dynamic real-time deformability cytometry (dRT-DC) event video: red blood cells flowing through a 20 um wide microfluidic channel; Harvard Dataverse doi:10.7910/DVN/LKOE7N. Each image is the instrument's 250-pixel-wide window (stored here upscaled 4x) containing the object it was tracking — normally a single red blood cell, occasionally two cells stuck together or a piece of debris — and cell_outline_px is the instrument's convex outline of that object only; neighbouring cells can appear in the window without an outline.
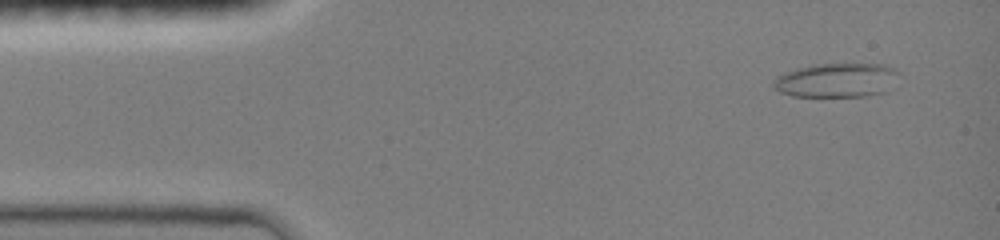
{"species": "common noctule bat (a hibernating species)", "species_latin": "Nyctalus noctula", "temperature_condition": "room temperature", "stored_images_in_passage": 47, "camera_frame_rate_fps": 3000, "um_per_image_px": 0.085, "animal": {"sex": "female", "body_mass_g": 19.0, "forearm_length_mm": 51.5}, "frame": {"image": 1, "passage_image": 3, "time_ms": 0.667, "image_size_px": [1000, 240], "cell_outline_px": [[900, 72], [884, 92], [868, 96], [792, 96], [780, 92], [772, 84], [772, 80], [776, 76], [784, 72], [816, 64], [884, 64], [896, 68]], "centroid_in_image_um": [71.09, 6.81], "position_along_channel_um": 13.9, "area_um2": 24.85}}
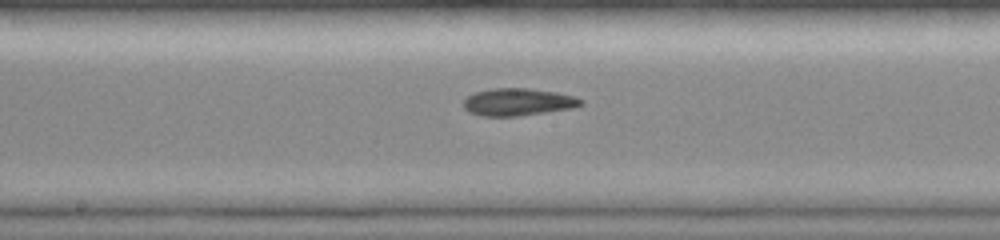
{"frame": {"image": 2, "passage_image": 24, "time_ms": 7.667, "image_size_px": [1000, 240], "cell_outline_px": [[584, 104], [572, 108], [516, 116], [480, 116], [468, 112], [464, 108], [464, 100], [468, 96], [476, 92], [492, 88], [528, 88], [556, 92], [572, 96], [584, 100]], "centroid_in_image_um": [44.01, 8.67], "position_along_channel_um": 204.2, "area_um2": 18.61}}
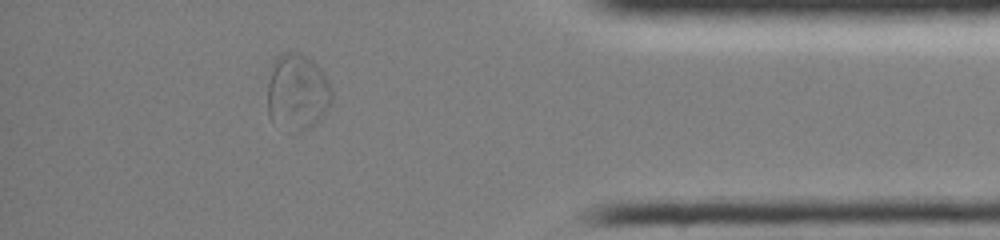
{"frame": {"image": 3, "passage_image": 41, "time_ms": 13.333, "image_size_px": [1000, 240], "cell_outline_px": [[332, 100], [324, 116], [316, 124], [300, 132], [296, 132], [272, 124], [268, 116], [268, 84], [272, 64], [276, 56], [280, 52], [300, 52], [312, 60], [320, 68], [328, 80], [332, 88]], "centroid_in_image_um": [25.27, 7.84], "position_along_channel_um": 409.9, "area_um2": 29.25}, "authors_computed_cell_mechanics": {"area_um2": 19.7676, "velocity_mm_per_s": 4.0094, "shape_relaxation_time_tau1_ms": 3.185, "shape_relaxation_time_tau2_ms": 3.4006, "deformation_change_tau1": 0.1299, "deformation_change_tau2": 0.0817}}